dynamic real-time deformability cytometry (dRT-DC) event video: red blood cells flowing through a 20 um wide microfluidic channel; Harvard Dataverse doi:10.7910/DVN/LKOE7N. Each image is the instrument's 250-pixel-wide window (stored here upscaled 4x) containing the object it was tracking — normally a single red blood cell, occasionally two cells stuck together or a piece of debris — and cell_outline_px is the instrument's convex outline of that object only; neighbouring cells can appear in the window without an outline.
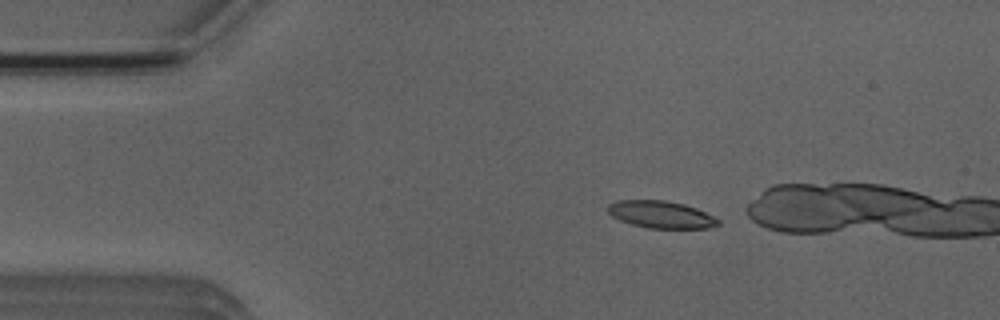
{"species": "Egyptian fruit bat (a non-hibernating species)", "species_latin": "Rousettus aegyptiacus", "temperature_condition": "room temperature", "stored_images_in_passage": 4, "camera_frame_rate_fps": 3000, "um_per_image_px": 0.085, "animal": {"sex": "male"}, "frame": {"image": 1, "passage_image": 2, "time_ms": 0.333, "image_size_px": [1000, 320], "cell_outline_px": [[720, 224], [708, 228], [648, 228], [632, 224], [620, 220], [612, 216], [608, 212], [608, 204], [616, 200], [664, 200], [684, 204], [696, 208], [720, 220]], "centroid_in_image_um": [56.17, 18.23], "position_along_channel_um": 28.8, "area_um2": 17.4}}